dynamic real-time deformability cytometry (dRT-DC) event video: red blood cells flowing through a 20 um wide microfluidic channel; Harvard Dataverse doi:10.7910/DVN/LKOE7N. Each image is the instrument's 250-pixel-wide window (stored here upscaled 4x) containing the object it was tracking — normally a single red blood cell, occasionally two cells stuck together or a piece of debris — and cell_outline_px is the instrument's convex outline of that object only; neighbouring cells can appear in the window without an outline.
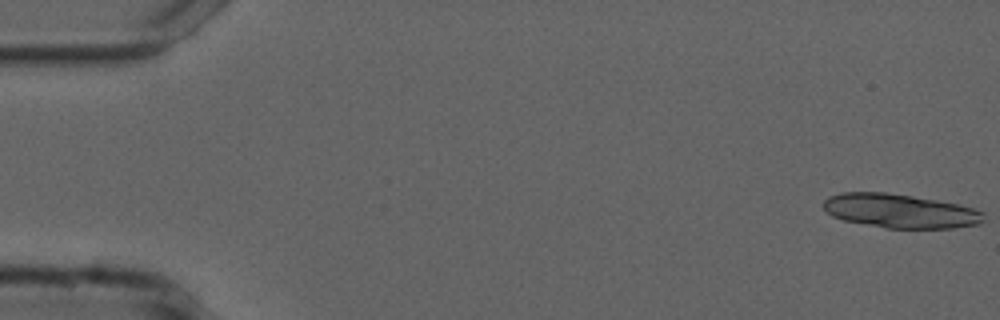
{"species": "common noctule bat (a hibernating species)", "species_latin": "Nyctalus noctula", "temperature_condition": "cold", "stored_images_in_passage": 55, "camera_frame_rate_fps": 3000, "um_per_image_px": 0.085, "animal": {"sex": "male", "forearm_length_mm": 52.5}, "frame": {"image": 1, "passage_image": 1, "time_ms": 0.0, "image_size_px": [1000, 320], "cell_outline_px": [[984, 220], [980, 224], [952, 228], [888, 228], [844, 220], [832, 216], [824, 208], [824, 200], [828, 196], [844, 192], [884, 192], [912, 196], [960, 204], [984, 212]], "centroid_in_image_um": [76.53, 17.93], "position_along_channel_um": 8.5, "area_um2": 31.62}}
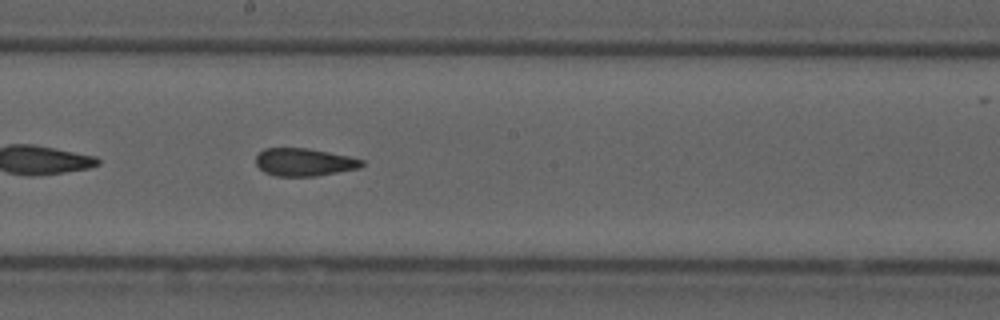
{"frame": {"image": 2, "passage_image": 30, "time_ms": 9.667, "image_size_px": [1000, 320], "cell_outline_px": [[364, 164], [360, 168], [316, 176], [276, 176], [264, 172], [256, 164], [256, 156], [264, 148], [308, 148], [348, 156], [364, 160]], "centroid_in_image_um": [25.85, 13.78], "position_along_channel_um": 222.3, "area_um2": 17.11}}
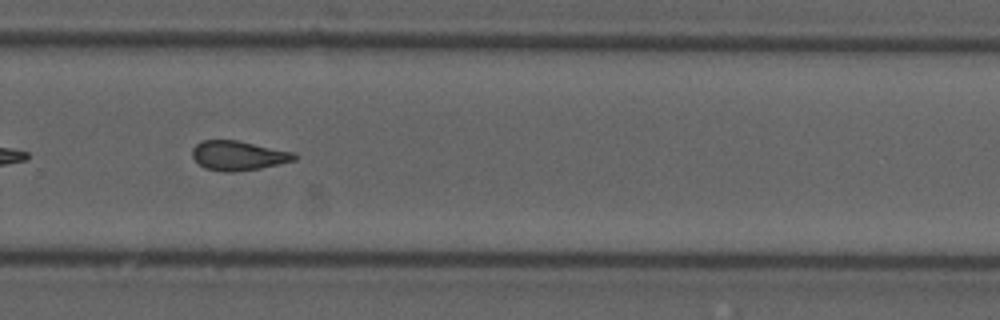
{"frame": {"image": 3, "passage_image": 37, "time_ms": 12.0, "image_size_px": [1000, 320], "cell_outline_px": [[296, 160], [280, 164], [260, 168], [232, 172], [224, 172], [204, 168], [192, 156], [192, 148], [200, 140], [236, 140], [296, 152]], "centroid_in_image_um": [20.26, 13.22], "position_along_channel_um": 309.5, "area_um2": 17.63}, "authors_computed_cell_mechanics": {"area_um2": 18.3226, "velocity_mm_per_s": 3.7477, "shape_relaxation_time_tau1_ms": null, "shape_relaxation_time_tau2_ms": 2.5533, "deformation_change_tau1": null, "deformation_change_tau2": 0.102}}